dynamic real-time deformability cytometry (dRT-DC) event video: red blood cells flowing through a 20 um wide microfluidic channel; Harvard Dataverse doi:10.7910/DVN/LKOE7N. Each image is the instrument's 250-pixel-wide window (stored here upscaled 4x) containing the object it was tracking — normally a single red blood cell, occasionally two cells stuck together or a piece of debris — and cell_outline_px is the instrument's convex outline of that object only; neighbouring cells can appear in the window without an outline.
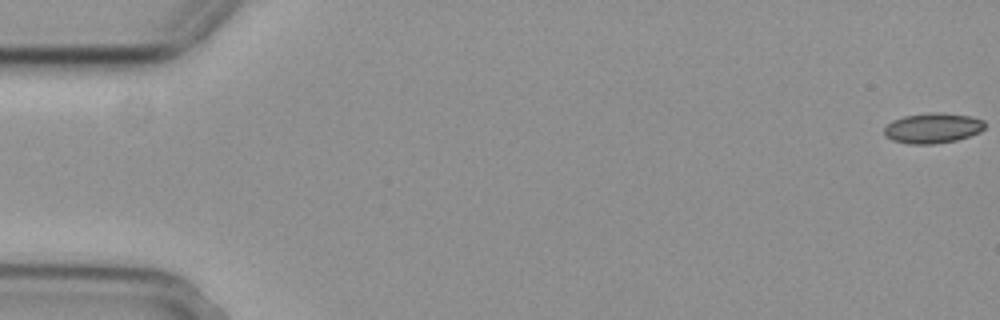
{"species": "common noctule bat (a hibernating species)", "species_latin": "Nyctalus noctula", "temperature_condition": "cold", "stored_images_in_passage": 55, "camera_frame_rate_fps": 3000, "um_per_image_px": 0.085, "animal": {"sex": "female", "body_mass_g": 29.2, "forearm_length_mm": 56.3}, "frame": {"image": 1, "passage_image": 1, "time_ms": 0.0, "image_size_px": [1000, 320], "cell_outline_px": [[984, 128], [980, 132], [956, 140], [932, 144], [908, 144], [892, 140], [884, 136], [884, 128], [892, 120], [904, 116], [928, 112], [944, 112], [972, 116], [984, 120]], "centroid_in_image_um": [79.27, 10.87], "position_along_channel_um": 5.7, "area_um2": 17.92}}
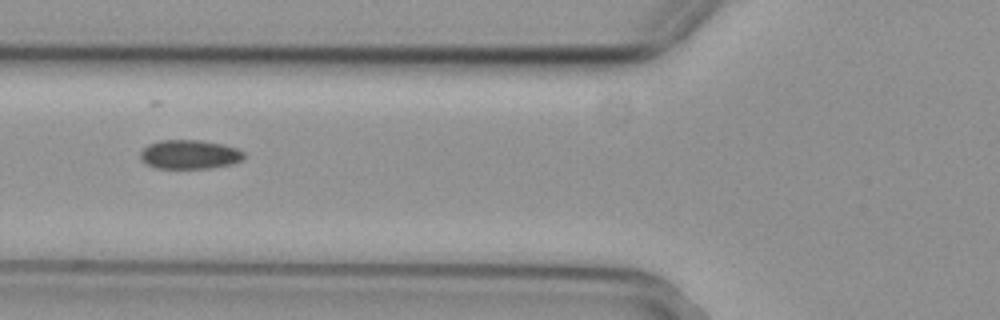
{"frame": {"image": 2, "passage_image": 22, "time_ms": 7.0, "image_size_px": [1000, 320], "cell_outline_px": [[244, 160], [232, 164], [212, 168], [156, 168], [144, 164], [140, 160], [140, 152], [148, 144], [160, 140], [200, 140], [224, 144], [236, 148], [244, 152]], "centroid_in_image_um": [16.11, 13.13], "position_along_channel_um": 109.7, "area_um2": 17.8}}
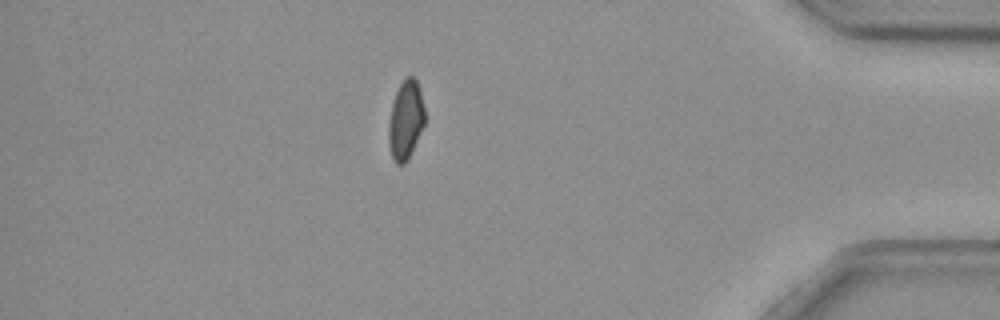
{"frame": {"image": 3, "passage_image": 49, "time_ms": 16.0, "image_size_px": [1000, 320], "cell_outline_px": [[424, 124], [408, 160], [404, 164], [396, 164], [392, 156], [388, 144], [388, 120], [392, 104], [396, 92], [400, 84], [408, 76], [412, 76], [416, 80], [420, 92], [424, 108]], "centroid_in_image_um": [34.46, 10.23], "position_along_channel_um": 400.7, "area_um2": 16.47}, "authors_computed_cell_mechanics": {"area_um2": 17.7446, "velocity_mm_per_s": 3.7066, "shape_relaxation_time_tau1_ms": 7.6001, "shape_relaxation_time_tau2_ms": 7.765, "deformation_change_tau1": 0.0958, "deformation_change_tau2": 0.1064}}